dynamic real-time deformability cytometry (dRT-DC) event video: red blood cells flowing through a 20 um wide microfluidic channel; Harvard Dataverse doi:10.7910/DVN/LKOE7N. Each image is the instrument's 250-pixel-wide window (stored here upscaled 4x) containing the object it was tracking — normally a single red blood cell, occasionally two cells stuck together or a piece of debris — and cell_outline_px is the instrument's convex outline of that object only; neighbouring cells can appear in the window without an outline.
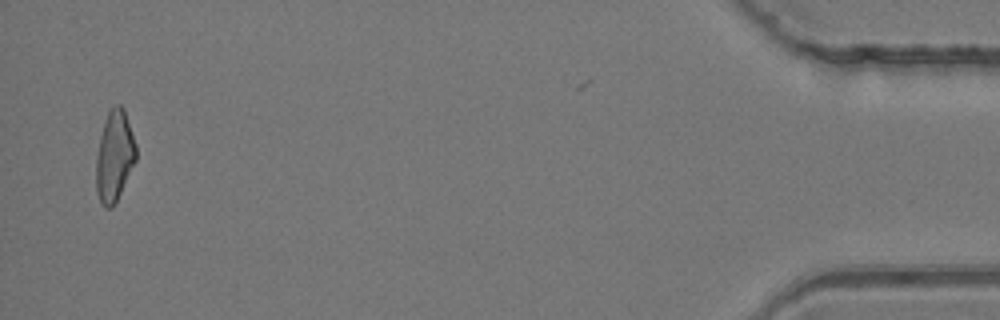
{"species": "common noctule bat (a hibernating species)", "species_latin": "Nyctalus noctula", "temperature_condition": "room temperature", "stored_images_in_passage": 33, "camera_frame_rate_fps": 3000, "um_per_image_px": 0.085, "animal": {"sex": "female", "body_mass_g": 24.6, "forearm_length_mm": 56.2}, "frame": {"image": 1, "passage_image": 33, "time_ms": 10.667, "image_size_px": [1000, 320], "cell_outline_px": [[136, 160], [112, 208], [104, 208], [96, 192], [96, 156], [100, 136], [104, 120], [108, 112], [116, 104], [120, 104], [124, 108], [136, 144]], "centroid_in_image_um": [9.72, 13.25], "position_along_channel_um": 425.5, "area_um2": 20.98}}